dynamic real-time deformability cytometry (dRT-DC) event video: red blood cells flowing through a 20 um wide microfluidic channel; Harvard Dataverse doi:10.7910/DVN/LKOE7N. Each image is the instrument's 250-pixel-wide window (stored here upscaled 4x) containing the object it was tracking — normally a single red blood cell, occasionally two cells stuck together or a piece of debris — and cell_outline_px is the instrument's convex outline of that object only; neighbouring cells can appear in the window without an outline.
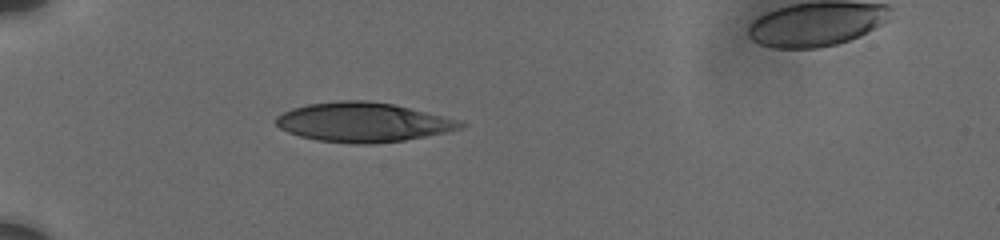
{"species": "human", "species_latin": "Homo sapiens", "temperature_condition": "cold", "stored_images_in_passage": 5, "camera_frame_rate_fps": 3000, "um_per_image_px": 0.085, "donor": {"sex": "male"}, "frame": {"image": 1, "passage_image": 1, "time_ms": 0.0, "image_size_px": [1000, 240], "cell_outline_px": [[464, 128], [404, 140], [372, 144], [356, 144], [316, 140], [300, 136], [288, 132], [280, 128], [276, 124], [276, 116], [292, 108], [308, 104], [340, 100], [368, 100], [392, 104], [460, 120], [464, 124]], "centroid_in_image_um": [30.83, 10.39], "position_along_channel_um": 54.2, "area_um2": 42.08}}
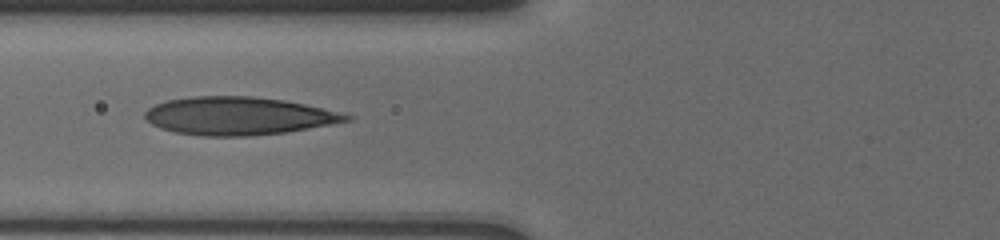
{"frame": {"image": 2, "passage_image": 3, "time_ms": 2.0, "image_size_px": [1000, 240], "cell_outline_px": [[352, 120], [332, 124], [288, 132], [248, 136], [200, 136], [176, 132], [160, 128], [144, 120], [144, 112], [148, 108], [156, 104], [168, 100], [192, 96], [252, 96], [284, 100], [324, 108], [352, 116]], "centroid_in_image_um": [20.25, 9.86], "position_along_channel_um": 105.6, "area_um2": 44.68}}
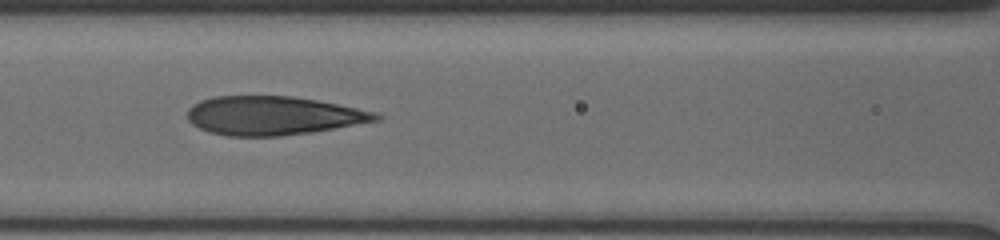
{"frame": {"image": 3, "passage_image": 4, "time_ms": 3.0, "image_size_px": [1000, 240], "cell_outline_px": [[384, 116], [380, 120], [312, 132], [280, 136], [228, 136], [208, 132], [192, 124], [188, 120], [188, 108], [192, 104], [200, 100], [212, 96], [292, 96], [316, 100], [380, 112]], "centroid_in_image_um": [23.23, 9.82], "position_along_channel_um": 143.4, "area_um2": 42.83}}